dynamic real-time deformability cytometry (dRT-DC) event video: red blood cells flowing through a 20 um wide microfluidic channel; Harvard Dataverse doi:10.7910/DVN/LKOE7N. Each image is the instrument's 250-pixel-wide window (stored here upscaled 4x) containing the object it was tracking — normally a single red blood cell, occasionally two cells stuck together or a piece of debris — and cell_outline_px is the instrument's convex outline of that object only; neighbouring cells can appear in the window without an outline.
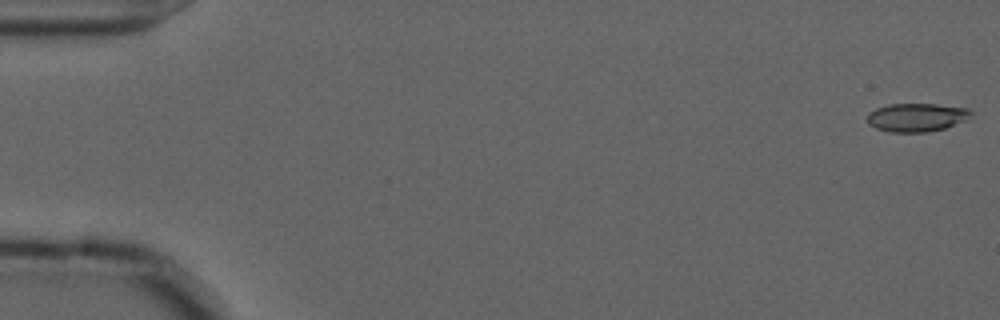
{"species": "common noctule bat (a hibernating species)", "species_latin": "Nyctalus noctula", "temperature_condition": "cold", "stored_images_in_passage": 20, "camera_frame_rate_fps": 3000, "um_per_image_px": 0.085, "animal": {"sex": "male", "forearm_length_mm": 52.5}, "frame": {"image": 1, "passage_image": 1, "time_ms": 0.0, "image_size_px": [1000, 320], "cell_outline_px": [[972, 116], [964, 120], [944, 128], [928, 132], [892, 132], [876, 128], [868, 124], [868, 112], [876, 108], [888, 104], [936, 104], [968, 108], [972, 112]], "centroid_in_image_um": [77.9, 9.97], "position_along_channel_um": 7.1, "area_um2": 17.11}}
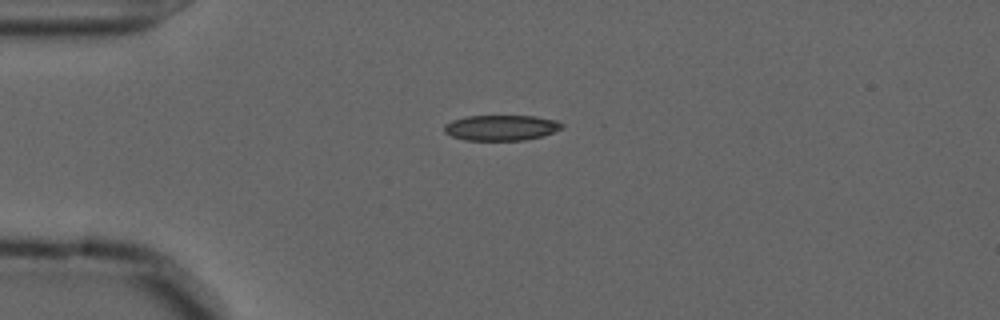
{"frame": {"image": 2, "passage_image": 14, "time_ms": 4.333, "image_size_px": [1000, 320], "cell_outline_px": [[564, 128], [544, 136], [524, 140], [464, 140], [452, 136], [444, 132], [444, 124], [452, 120], [464, 116], [536, 116], [556, 120], [564, 124]], "centroid_in_image_um": [42.62, 10.85], "position_along_channel_um": 42.4, "area_um2": 17.69}}
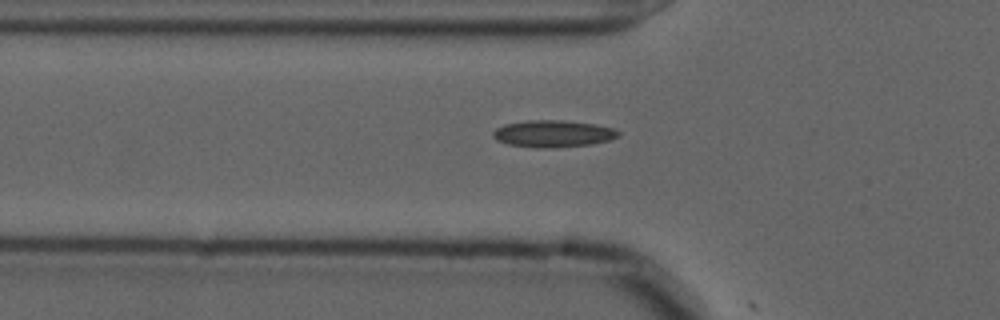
{"frame": {"image": 3, "passage_image": 19, "time_ms": 6.0, "image_size_px": [1000, 320], "cell_outline_px": [[620, 136], [612, 140], [592, 144], [552, 148], [536, 148], [508, 144], [496, 140], [492, 136], [492, 132], [496, 128], [504, 124], [528, 120], [564, 120], [596, 124], [612, 128], [620, 132]], "centroid_in_image_um": [47.02, 11.36], "position_along_channel_um": 78.8, "area_um2": 19.94}}